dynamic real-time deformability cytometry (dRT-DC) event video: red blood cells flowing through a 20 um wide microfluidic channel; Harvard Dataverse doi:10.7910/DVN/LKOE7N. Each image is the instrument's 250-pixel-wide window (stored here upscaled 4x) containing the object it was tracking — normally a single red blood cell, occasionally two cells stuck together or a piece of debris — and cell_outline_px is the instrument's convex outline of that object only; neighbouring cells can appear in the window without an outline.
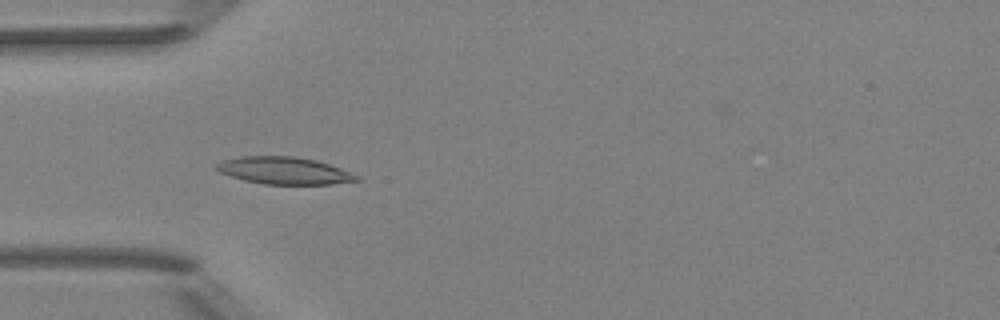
{"species": "Egyptian fruit bat (a non-hibernating species)", "species_latin": "Rousettus aegyptiacus", "temperature_condition": "room temperature", "stored_images_in_passage": 52, "camera_frame_rate_fps": 3000, "um_per_image_px": 0.085, "animal": {"sex": "female"}, "frame": {"image": 1, "passage_image": 16, "time_ms": 5.0, "image_size_px": [1000, 320], "cell_outline_px": [[360, 180], [332, 184], [264, 184], [244, 180], [220, 172], [212, 168], [220, 160], [240, 156], [292, 156], [316, 160], [340, 168], [360, 176]], "centroid_in_image_um": [24.12, 14.49], "position_along_channel_um": 60.9, "area_um2": 22.25}}
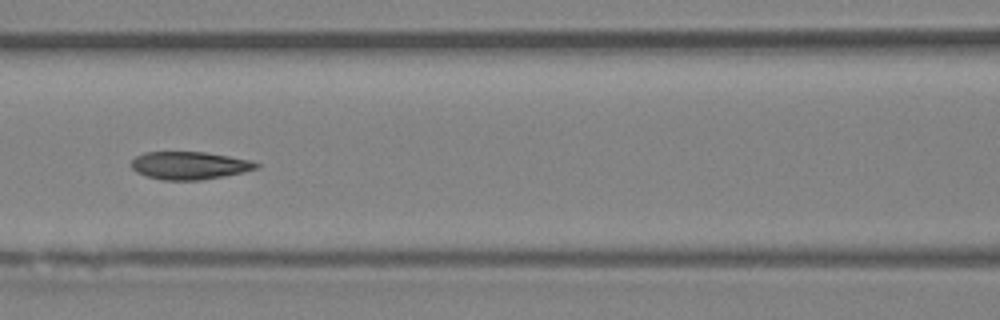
{"frame": {"image": 2, "passage_image": 23, "time_ms": 7.333, "image_size_px": [1000, 320], "cell_outline_px": [[260, 164], [256, 168], [244, 172], [224, 176], [200, 180], [164, 180], [148, 176], [136, 172], [128, 164], [136, 156], [144, 152], [204, 152], [228, 156], [248, 160]], "centroid_in_image_um": [16.05, 14.06], "position_along_channel_um": 150.5, "area_um2": 20.11}}
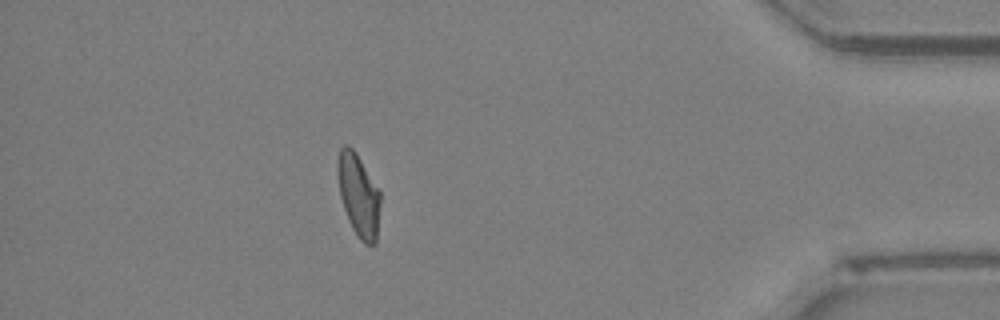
{"frame": {"image": 3, "passage_image": 46, "time_ms": 15.0, "image_size_px": [1000, 320], "cell_outline_px": [[380, 204], [376, 244], [364, 244], [360, 240], [352, 228], [348, 220], [340, 196], [336, 172], [336, 164], [340, 148], [344, 144], [348, 144], [356, 152], [380, 192]], "centroid_in_image_um": [30.45, 16.57], "position_along_channel_um": 404.7, "area_um2": 20.69}, "authors_computed_cell_mechanics": {"area_um2": 20.7213, "velocity_mm_per_s": 3.9512, "shape_relaxation_time_tau1_ms": 5.5708, "shape_relaxation_time_tau2_ms": 1.5212, "deformation_change_tau1": 0.2064, "deformation_change_tau2": 0.0767}}